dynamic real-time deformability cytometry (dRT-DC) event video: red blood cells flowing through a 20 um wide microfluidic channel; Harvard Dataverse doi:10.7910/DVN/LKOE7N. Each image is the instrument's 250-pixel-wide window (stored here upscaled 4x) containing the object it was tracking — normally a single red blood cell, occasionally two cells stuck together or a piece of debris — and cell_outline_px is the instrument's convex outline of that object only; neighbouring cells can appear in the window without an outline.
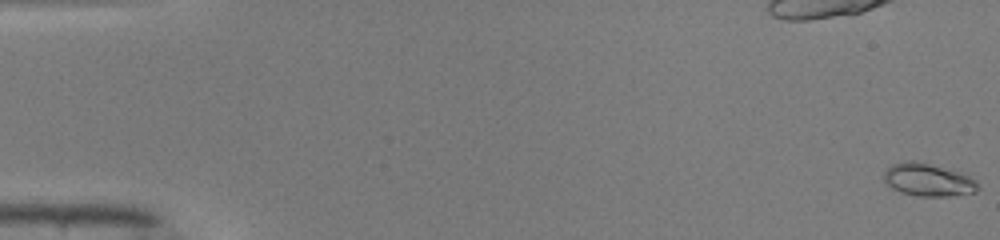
{"species": "common noctule bat (a hibernating species)", "species_latin": "Nyctalus noctula", "temperature_condition": "warm", "stored_images_in_passage": 50, "camera_frame_rate_fps": 3000, "um_per_image_px": 0.085, "animal": {"sex": "male", "body_mass_g": 19.0, "forearm_length_mm": 50.8}, "frame": {"image": 1, "passage_image": 1, "time_ms": 0.0, "image_size_px": [1000, 240], "cell_outline_px": [[980, 188], [976, 192], [948, 196], [920, 196], [900, 192], [892, 188], [884, 180], [884, 172], [892, 164], [912, 160], [928, 164], [956, 172], [968, 176], [976, 180]], "centroid_in_image_um": [78.88, 15.31], "position_along_channel_um": 6.1, "area_um2": 17.51}}
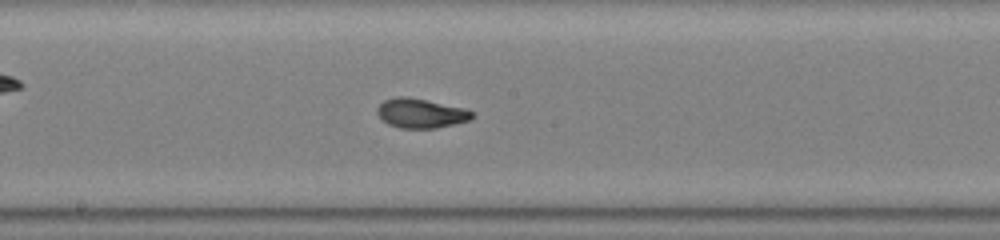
{"frame": {"image": 2, "passage_image": 28, "time_ms": 9.0, "image_size_px": [1000, 240], "cell_outline_px": [[476, 112], [468, 120], [436, 128], [400, 128], [388, 124], [376, 112], [376, 108], [384, 100], [396, 96], [404, 96], [464, 108]], "centroid_in_image_um": [35.74, 9.62], "position_along_channel_um": 212.5, "area_um2": 16.01}}
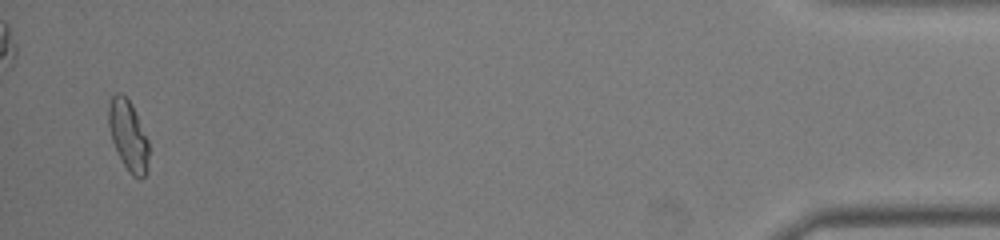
{"frame": {"image": 3, "passage_image": 49, "time_ms": 16.0, "image_size_px": [1000, 240], "cell_outline_px": [[148, 172], [140, 180], [132, 176], [128, 172], [112, 140], [108, 124], [108, 104], [112, 96], [116, 92], [120, 92], [132, 104], [148, 140]], "centroid_in_image_um": [10.91, 11.53], "position_along_channel_um": 424.3, "area_um2": 16.47}, "authors_computed_cell_mechanics": {"area_um2": 16.0395, "velocity_mm_per_s": 4.1467, "shape_relaxation_time_tau1_ms": 7.8145, "shape_relaxation_time_tau2_ms": 1.0975, "deformation_change_tau1": 0.2797, "deformation_change_tau2": 0.0406}}